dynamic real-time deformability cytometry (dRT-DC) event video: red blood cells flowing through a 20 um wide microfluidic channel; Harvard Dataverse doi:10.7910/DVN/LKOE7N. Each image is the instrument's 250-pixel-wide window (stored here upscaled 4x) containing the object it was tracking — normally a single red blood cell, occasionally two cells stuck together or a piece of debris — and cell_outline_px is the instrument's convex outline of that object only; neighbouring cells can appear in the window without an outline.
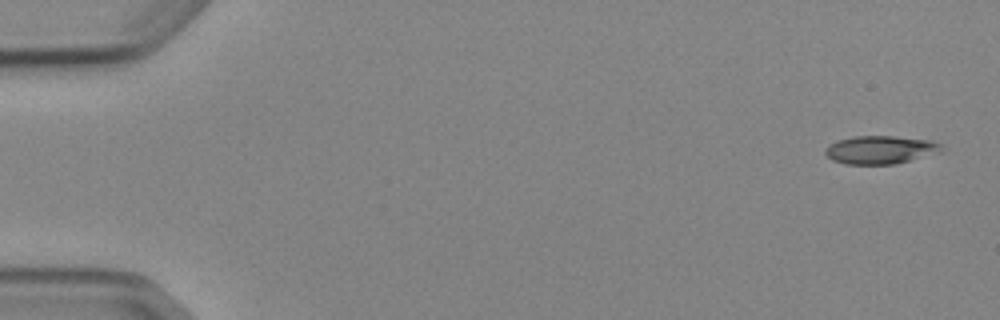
{"species": "Egyptian fruit bat (a non-hibernating species)", "species_latin": "Rousettus aegyptiacus", "temperature_condition": "cold", "stored_images_in_passage": 4, "camera_frame_rate_fps": 3000, "um_per_image_px": 0.085, "animal": {"sex": "female"}, "frame": {"image": 1, "passage_image": 1, "time_ms": 0.0, "image_size_px": [1000, 320], "cell_outline_px": [[940, 152], [896, 164], [844, 164], [832, 160], [824, 152], [836, 140], [856, 136], [892, 136], [932, 140], [940, 144]], "centroid_in_image_um": [74.83, 12.73], "position_along_channel_um": 10.2, "area_um2": 18.84}}
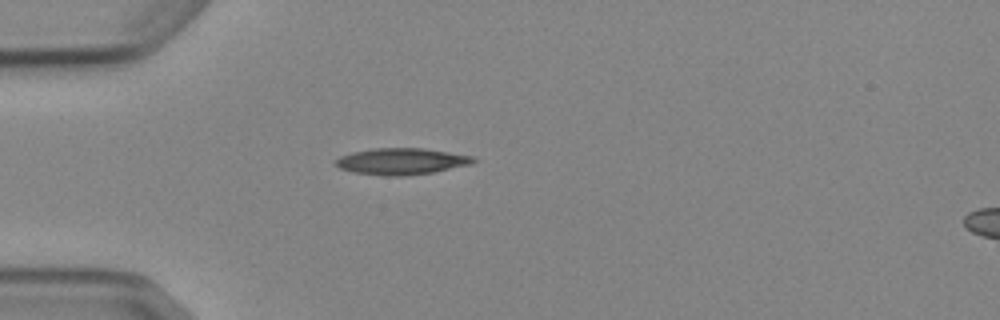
{"frame": {"image": 2, "passage_image": 4, "time_ms": 4.333, "image_size_px": [1000, 320], "cell_outline_px": [[476, 160], [468, 164], [432, 172], [400, 176], [384, 176], [352, 172], [340, 168], [332, 164], [340, 156], [352, 152], [372, 148], [424, 148], [472, 156]], "centroid_in_image_um": [34.03, 13.71], "position_along_channel_um": 51.0, "area_um2": 21.04}}